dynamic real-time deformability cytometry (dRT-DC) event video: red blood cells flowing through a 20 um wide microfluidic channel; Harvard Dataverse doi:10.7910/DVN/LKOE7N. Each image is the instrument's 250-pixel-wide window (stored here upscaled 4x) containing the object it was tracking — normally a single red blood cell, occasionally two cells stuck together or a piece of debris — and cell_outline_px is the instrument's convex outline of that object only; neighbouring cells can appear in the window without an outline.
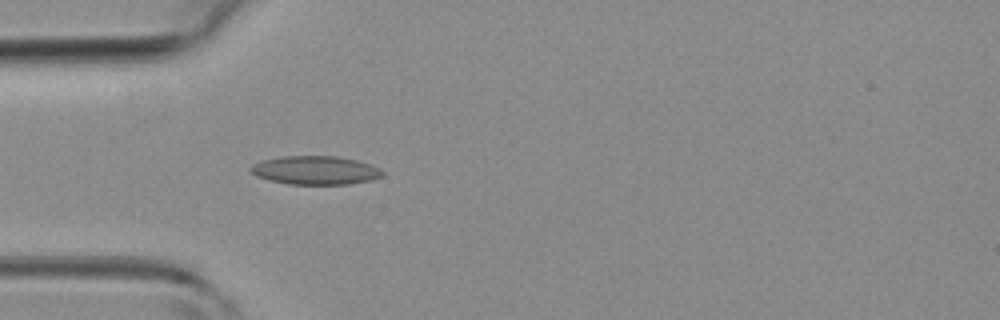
{"species": "common noctule bat (a hibernating species)", "species_latin": "Nyctalus noctula", "temperature_condition": "room temperature", "stored_images_in_passage": 4, "camera_frame_rate_fps": 3000, "um_per_image_px": 0.085, "animal": {"sex": "female", "body_mass_g": 19.3, "forearm_length_mm": 54.1}, "frame": {"image": 1, "passage_image": 4, "time_ms": 3.333, "image_size_px": [1000, 320], "cell_outline_px": [[384, 176], [372, 180], [348, 184], [288, 184], [268, 180], [256, 176], [248, 168], [252, 164], [260, 160], [280, 156], [336, 156], [356, 160], [380, 168], [384, 172]], "centroid_in_image_um": [26.78, 14.47], "position_along_channel_um": 58.2, "area_um2": 22.14}}